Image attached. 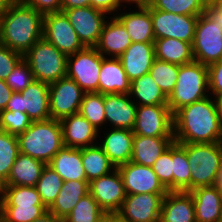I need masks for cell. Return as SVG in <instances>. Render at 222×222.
<instances>
[{"instance_id": "6da1fadb", "label": "cell", "mask_w": 222, "mask_h": 222, "mask_svg": "<svg viewBox=\"0 0 222 222\" xmlns=\"http://www.w3.org/2000/svg\"><path fill=\"white\" fill-rule=\"evenodd\" d=\"M176 143L222 142V123L218 102L208 96L185 105L173 114Z\"/></svg>"}, {"instance_id": "7a4b0ae2", "label": "cell", "mask_w": 222, "mask_h": 222, "mask_svg": "<svg viewBox=\"0 0 222 222\" xmlns=\"http://www.w3.org/2000/svg\"><path fill=\"white\" fill-rule=\"evenodd\" d=\"M43 15L14 0L0 19V43L23 56L42 38Z\"/></svg>"}, {"instance_id": "3957f363", "label": "cell", "mask_w": 222, "mask_h": 222, "mask_svg": "<svg viewBox=\"0 0 222 222\" xmlns=\"http://www.w3.org/2000/svg\"><path fill=\"white\" fill-rule=\"evenodd\" d=\"M17 139L20 153L40 160L46 165L64 146L61 123L52 118L31 122Z\"/></svg>"}, {"instance_id": "277c9868", "label": "cell", "mask_w": 222, "mask_h": 222, "mask_svg": "<svg viewBox=\"0 0 222 222\" xmlns=\"http://www.w3.org/2000/svg\"><path fill=\"white\" fill-rule=\"evenodd\" d=\"M209 95L208 68L193 61L179 65L176 85L168 96V107L174 114L181 107L205 99Z\"/></svg>"}, {"instance_id": "5b68a950", "label": "cell", "mask_w": 222, "mask_h": 222, "mask_svg": "<svg viewBox=\"0 0 222 222\" xmlns=\"http://www.w3.org/2000/svg\"><path fill=\"white\" fill-rule=\"evenodd\" d=\"M192 52L206 66L222 60V18L211 7L198 16Z\"/></svg>"}, {"instance_id": "8992f818", "label": "cell", "mask_w": 222, "mask_h": 222, "mask_svg": "<svg viewBox=\"0 0 222 222\" xmlns=\"http://www.w3.org/2000/svg\"><path fill=\"white\" fill-rule=\"evenodd\" d=\"M186 154L191 170V191L213 186L222 163V142L186 143Z\"/></svg>"}, {"instance_id": "52a82bcc", "label": "cell", "mask_w": 222, "mask_h": 222, "mask_svg": "<svg viewBox=\"0 0 222 222\" xmlns=\"http://www.w3.org/2000/svg\"><path fill=\"white\" fill-rule=\"evenodd\" d=\"M23 59L29 64L35 80L51 84L66 77L68 56L43 37L30 48Z\"/></svg>"}, {"instance_id": "ba28073f", "label": "cell", "mask_w": 222, "mask_h": 222, "mask_svg": "<svg viewBox=\"0 0 222 222\" xmlns=\"http://www.w3.org/2000/svg\"><path fill=\"white\" fill-rule=\"evenodd\" d=\"M95 47L68 56L66 77L74 80L85 93L98 92L102 58Z\"/></svg>"}, {"instance_id": "9c48e42d", "label": "cell", "mask_w": 222, "mask_h": 222, "mask_svg": "<svg viewBox=\"0 0 222 222\" xmlns=\"http://www.w3.org/2000/svg\"><path fill=\"white\" fill-rule=\"evenodd\" d=\"M6 110L26 113L32 122L51 118L49 111V84L33 80L24 90L13 92Z\"/></svg>"}, {"instance_id": "30bf717a", "label": "cell", "mask_w": 222, "mask_h": 222, "mask_svg": "<svg viewBox=\"0 0 222 222\" xmlns=\"http://www.w3.org/2000/svg\"><path fill=\"white\" fill-rule=\"evenodd\" d=\"M134 135L174 137L173 113L168 105H137Z\"/></svg>"}, {"instance_id": "8fae6325", "label": "cell", "mask_w": 222, "mask_h": 222, "mask_svg": "<svg viewBox=\"0 0 222 222\" xmlns=\"http://www.w3.org/2000/svg\"><path fill=\"white\" fill-rule=\"evenodd\" d=\"M155 39L176 38L193 44L198 16L173 14L157 10L149 4Z\"/></svg>"}, {"instance_id": "7c38bea8", "label": "cell", "mask_w": 222, "mask_h": 222, "mask_svg": "<svg viewBox=\"0 0 222 222\" xmlns=\"http://www.w3.org/2000/svg\"><path fill=\"white\" fill-rule=\"evenodd\" d=\"M42 37L66 56L85 48L63 11L43 16Z\"/></svg>"}, {"instance_id": "4fadbf2b", "label": "cell", "mask_w": 222, "mask_h": 222, "mask_svg": "<svg viewBox=\"0 0 222 222\" xmlns=\"http://www.w3.org/2000/svg\"><path fill=\"white\" fill-rule=\"evenodd\" d=\"M85 92L72 79L64 77L49 84V111L52 119L61 120L79 113Z\"/></svg>"}, {"instance_id": "5bb4252c", "label": "cell", "mask_w": 222, "mask_h": 222, "mask_svg": "<svg viewBox=\"0 0 222 222\" xmlns=\"http://www.w3.org/2000/svg\"><path fill=\"white\" fill-rule=\"evenodd\" d=\"M166 194L127 195L115 214L119 222H160L162 201Z\"/></svg>"}, {"instance_id": "9a60e30c", "label": "cell", "mask_w": 222, "mask_h": 222, "mask_svg": "<svg viewBox=\"0 0 222 222\" xmlns=\"http://www.w3.org/2000/svg\"><path fill=\"white\" fill-rule=\"evenodd\" d=\"M61 11L67 16L82 44L85 47H95L104 23L110 16L92 6L61 9Z\"/></svg>"}, {"instance_id": "2e32d148", "label": "cell", "mask_w": 222, "mask_h": 222, "mask_svg": "<svg viewBox=\"0 0 222 222\" xmlns=\"http://www.w3.org/2000/svg\"><path fill=\"white\" fill-rule=\"evenodd\" d=\"M89 193L107 215H115L127 196L118 168L89 182Z\"/></svg>"}, {"instance_id": "e0dca14e", "label": "cell", "mask_w": 222, "mask_h": 222, "mask_svg": "<svg viewBox=\"0 0 222 222\" xmlns=\"http://www.w3.org/2000/svg\"><path fill=\"white\" fill-rule=\"evenodd\" d=\"M117 168L122 177L127 195L168 193V190L159 181L152 167L129 161L119 165Z\"/></svg>"}, {"instance_id": "ac0fdd59", "label": "cell", "mask_w": 222, "mask_h": 222, "mask_svg": "<svg viewBox=\"0 0 222 222\" xmlns=\"http://www.w3.org/2000/svg\"><path fill=\"white\" fill-rule=\"evenodd\" d=\"M102 132L104 136L98 132V139L100 138L98 145L114 166L117 168L121 164L128 163L132 157L134 133L128 129L108 127Z\"/></svg>"}, {"instance_id": "d6986e66", "label": "cell", "mask_w": 222, "mask_h": 222, "mask_svg": "<svg viewBox=\"0 0 222 222\" xmlns=\"http://www.w3.org/2000/svg\"><path fill=\"white\" fill-rule=\"evenodd\" d=\"M136 103L130 94H104L106 126L133 130L136 117ZM109 124V125H108Z\"/></svg>"}, {"instance_id": "ffe728a7", "label": "cell", "mask_w": 222, "mask_h": 222, "mask_svg": "<svg viewBox=\"0 0 222 222\" xmlns=\"http://www.w3.org/2000/svg\"><path fill=\"white\" fill-rule=\"evenodd\" d=\"M63 144L73 148H84L98 144V130L80 113L60 120Z\"/></svg>"}, {"instance_id": "44dd1931", "label": "cell", "mask_w": 222, "mask_h": 222, "mask_svg": "<svg viewBox=\"0 0 222 222\" xmlns=\"http://www.w3.org/2000/svg\"><path fill=\"white\" fill-rule=\"evenodd\" d=\"M131 43V37L123 24L115 16H111L104 23L95 48L104 57L119 58Z\"/></svg>"}, {"instance_id": "7402d4cb", "label": "cell", "mask_w": 222, "mask_h": 222, "mask_svg": "<svg viewBox=\"0 0 222 222\" xmlns=\"http://www.w3.org/2000/svg\"><path fill=\"white\" fill-rule=\"evenodd\" d=\"M129 11V12H128ZM115 17L123 24L131 37V42L154 43V31L149 5L144 8H126L120 10Z\"/></svg>"}, {"instance_id": "603a6c76", "label": "cell", "mask_w": 222, "mask_h": 222, "mask_svg": "<svg viewBox=\"0 0 222 222\" xmlns=\"http://www.w3.org/2000/svg\"><path fill=\"white\" fill-rule=\"evenodd\" d=\"M119 59L128 79L132 82L149 73L155 60L154 43L132 42Z\"/></svg>"}, {"instance_id": "cb8c5ba5", "label": "cell", "mask_w": 222, "mask_h": 222, "mask_svg": "<svg viewBox=\"0 0 222 222\" xmlns=\"http://www.w3.org/2000/svg\"><path fill=\"white\" fill-rule=\"evenodd\" d=\"M160 222H196L192 194L168 191L162 201Z\"/></svg>"}, {"instance_id": "d4e9b609", "label": "cell", "mask_w": 222, "mask_h": 222, "mask_svg": "<svg viewBox=\"0 0 222 222\" xmlns=\"http://www.w3.org/2000/svg\"><path fill=\"white\" fill-rule=\"evenodd\" d=\"M195 206L196 222H219L222 218V191L215 185L190 191Z\"/></svg>"}, {"instance_id": "484cf974", "label": "cell", "mask_w": 222, "mask_h": 222, "mask_svg": "<svg viewBox=\"0 0 222 222\" xmlns=\"http://www.w3.org/2000/svg\"><path fill=\"white\" fill-rule=\"evenodd\" d=\"M131 81L128 79L119 58H102L98 93L130 94Z\"/></svg>"}, {"instance_id": "4316f807", "label": "cell", "mask_w": 222, "mask_h": 222, "mask_svg": "<svg viewBox=\"0 0 222 222\" xmlns=\"http://www.w3.org/2000/svg\"><path fill=\"white\" fill-rule=\"evenodd\" d=\"M63 181H87L81 158V148L63 146L48 164Z\"/></svg>"}, {"instance_id": "83f0119b", "label": "cell", "mask_w": 222, "mask_h": 222, "mask_svg": "<svg viewBox=\"0 0 222 222\" xmlns=\"http://www.w3.org/2000/svg\"><path fill=\"white\" fill-rule=\"evenodd\" d=\"M174 142V137H149L134 135L131 160L144 166L152 167L154 162Z\"/></svg>"}, {"instance_id": "f1b7e54d", "label": "cell", "mask_w": 222, "mask_h": 222, "mask_svg": "<svg viewBox=\"0 0 222 222\" xmlns=\"http://www.w3.org/2000/svg\"><path fill=\"white\" fill-rule=\"evenodd\" d=\"M45 166L44 162L19 153L7 181L2 186H36Z\"/></svg>"}, {"instance_id": "f546056e", "label": "cell", "mask_w": 222, "mask_h": 222, "mask_svg": "<svg viewBox=\"0 0 222 222\" xmlns=\"http://www.w3.org/2000/svg\"><path fill=\"white\" fill-rule=\"evenodd\" d=\"M87 193H89L88 181H64L61 191L48 211L64 220Z\"/></svg>"}, {"instance_id": "4dcf8cb0", "label": "cell", "mask_w": 222, "mask_h": 222, "mask_svg": "<svg viewBox=\"0 0 222 222\" xmlns=\"http://www.w3.org/2000/svg\"><path fill=\"white\" fill-rule=\"evenodd\" d=\"M155 58L177 65L194 61L192 44L176 38L155 39Z\"/></svg>"}, {"instance_id": "1f68e13d", "label": "cell", "mask_w": 222, "mask_h": 222, "mask_svg": "<svg viewBox=\"0 0 222 222\" xmlns=\"http://www.w3.org/2000/svg\"><path fill=\"white\" fill-rule=\"evenodd\" d=\"M131 99L136 105H167L168 97L154 81L150 73L131 82Z\"/></svg>"}, {"instance_id": "d6a6232c", "label": "cell", "mask_w": 222, "mask_h": 222, "mask_svg": "<svg viewBox=\"0 0 222 222\" xmlns=\"http://www.w3.org/2000/svg\"><path fill=\"white\" fill-rule=\"evenodd\" d=\"M81 158L88 183L116 169L98 144L81 148Z\"/></svg>"}, {"instance_id": "836d02e7", "label": "cell", "mask_w": 222, "mask_h": 222, "mask_svg": "<svg viewBox=\"0 0 222 222\" xmlns=\"http://www.w3.org/2000/svg\"><path fill=\"white\" fill-rule=\"evenodd\" d=\"M173 191H191V170L186 143H172Z\"/></svg>"}, {"instance_id": "e575fe53", "label": "cell", "mask_w": 222, "mask_h": 222, "mask_svg": "<svg viewBox=\"0 0 222 222\" xmlns=\"http://www.w3.org/2000/svg\"><path fill=\"white\" fill-rule=\"evenodd\" d=\"M47 212L44 205L0 204V222H33Z\"/></svg>"}, {"instance_id": "d590c367", "label": "cell", "mask_w": 222, "mask_h": 222, "mask_svg": "<svg viewBox=\"0 0 222 222\" xmlns=\"http://www.w3.org/2000/svg\"><path fill=\"white\" fill-rule=\"evenodd\" d=\"M108 215L90 193L83 196L64 222H101Z\"/></svg>"}, {"instance_id": "8d00e7d4", "label": "cell", "mask_w": 222, "mask_h": 222, "mask_svg": "<svg viewBox=\"0 0 222 222\" xmlns=\"http://www.w3.org/2000/svg\"><path fill=\"white\" fill-rule=\"evenodd\" d=\"M150 5L165 12L190 16H199L209 7L208 0H151Z\"/></svg>"}, {"instance_id": "74e56055", "label": "cell", "mask_w": 222, "mask_h": 222, "mask_svg": "<svg viewBox=\"0 0 222 222\" xmlns=\"http://www.w3.org/2000/svg\"><path fill=\"white\" fill-rule=\"evenodd\" d=\"M79 113L85 117L98 132H101L104 127L106 129L104 94L98 92L85 93L82 98Z\"/></svg>"}, {"instance_id": "f35d334b", "label": "cell", "mask_w": 222, "mask_h": 222, "mask_svg": "<svg viewBox=\"0 0 222 222\" xmlns=\"http://www.w3.org/2000/svg\"><path fill=\"white\" fill-rule=\"evenodd\" d=\"M19 153L17 136L0 130V187L7 181Z\"/></svg>"}, {"instance_id": "ab89813d", "label": "cell", "mask_w": 222, "mask_h": 222, "mask_svg": "<svg viewBox=\"0 0 222 222\" xmlns=\"http://www.w3.org/2000/svg\"><path fill=\"white\" fill-rule=\"evenodd\" d=\"M63 182L62 178L48 164L44 167L35 187L47 209L55 202Z\"/></svg>"}, {"instance_id": "60d3db41", "label": "cell", "mask_w": 222, "mask_h": 222, "mask_svg": "<svg viewBox=\"0 0 222 222\" xmlns=\"http://www.w3.org/2000/svg\"><path fill=\"white\" fill-rule=\"evenodd\" d=\"M0 204L44 205L35 186H1Z\"/></svg>"}, {"instance_id": "b9f144b4", "label": "cell", "mask_w": 222, "mask_h": 222, "mask_svg": "<svg viewBox=\"0 0 222 222\" xmlns=\"http://www.w3.org/2000/svg\"><path fill=\"white\" fill-rule=\"evenodd\" d=\"M149 73L168 97L176 85L179 65L155 58Z\"/></svg>"}, {"instance_id": "7bdbcfd3", "label": "cell", "mask_w": 222, "mask_h": 222, "mask_svg": "<svg viewBox=\"0 0 222 222\" xmlns=\"http://www.w3.org/2000/svg\"><path fill=\"white\" fill-rule=\"evenodd\" d=\"M26 113L20 111L3 110L0 112V130L18 136L31 124Z\"/></svg>"}, {"instance_id": "ee69618b", "label": "cell", "mask_w": 222, "mask_h": 222, "mask_svg": "<svg viewBox=\"0 0 222 222\" xmlns=\"http://www.w3.org/2000/svg\"><path fill=\"white\" fill-rule=\"evenodd\" d=\"M33 73L29 64L22 59L5 79L13 92H20L33 82Z\"/></svg>"}, {"instance_id": "f6af8a7d", "label": "cell", "mask_w": 222, "mask_h": 222, "mask_svg": "<svg viewBox=\"0 0 222 222\" xmlns=\"http://www.w3.org/2000/svg\"><path fill=\"white\" fill-rule=\"evenodd\" d=\"M152 169L162 185L173 191L172 145L154 162Z\"/></svg>"}, {"instance_id": "bcb514c9", "label": "cell", "mask_w": 222, "mask_h": 222, "mask_svg": "<svg viewBox=\"0 0 222 222\" xmlns=\"http://www.w3.org/2000/svg\"><path fill=\"white\" fill-rule=\"evenodd\" d=\"M23 55L0 43V79L5 80Z\"/></svg>"}, {"instance_id": "7dc6e473", "label": "cell", "mask_w": 222, "mask_h": 222, "mask_svg": "<svg viewBox=\"0 0 222 222\" xmlns=\"http://www.w3.org/2000/svg\"><path fill=\"white\" fill-rule=\"evenodd\" d=\"M207 68L209 95L219 100L222 98V60L210 64Z\"/></svg>"}, {"instance_id": "c3c4849f", "label": "cell", "mask_w": 222, "mask_h": 222, "mask_svg": "<svg viewBox=\"0 0 222 222\" xmlns=\"http://www.w3.org/2000/svg\"><path fill=\"white\" fill-rule=\"evenodd\" d=\"M24 4L34 8L43 16L49 13L60 12V0H21Z\"/></svg>"}, {"instance_id": "681fc988", "label": "cell", "mask_w": 222, "mask_h": 222, "mask_svg": "<svg viewBox=\"0 0 222 222\" xmlns=\"http://www.w3.org/2000/svg\"><path fill=\"white\" fill-rule=\"evenodd\" d=\"M90 6L115 16L122 8L118 0H90Z\"/></svg>"}, {"instance_id": "f907efd6", "label": "cell", "mask_w": 222, "mask_h": 222, "mask_svg": "<svg viewBox=\"0 0 222 222\" xmlns=\"http://www.w3.org/2000/svg\"><path fill=\"white\" fill-rule=\"evenodd\" d=\"M13 91L7 85L5 80L0 79V112L6 109L8 101L10 100Z\"/></svg>"}, {"instance_id": "816d5d0a", "label": "cell", "mask_w": 222, "mask_h": 222, "mask_svg": "<svg viewBox=\"0 0 222 222\" xmlns=\"http://www.w3.org/2000/svg\"><path fill=\"white\" fill-rule=\"evenodd\" d=\"M119 5L122 9L130 8V6H134L132 8H144L147 7L151 0H118ZM135 4V5H134Z\"/></svg>"}, {"instance_id": "f5cc1de1", "label": "cell", "mask_w": 222, "mask_h": 222, "mask_svg": "<svg viewBox=\"0 0 222 222\" xmlns=\"http://www.w3.org/2000/svg\"><path fill=\"white\" fill-rule=\"evenodd\" d=\"M61 9H72L90 6V0H60Z\"/></svg>"}, {"instance_id": "db71d44e", "label": "cell", "mask_w": 222, "mask_h": 222, "mask_svg": "<svg viewBox=\"0 0 222 222\" xmlns=\"http://www.w3.org/2000/svg\"><path fill=\"white\" fill-rule=\"evenodd\" d=\"M33 222H64L63 219L57 218L55 215L49 211L45 213L38 219H35Z\"/></svg>"}, {"instance_id": "11a10c76", "label": "cell", "mask_w": 222, "mask_h": 222, "mask_svg": "<svg viewBox=\"0 0 222 222\" xmlns=\"http://www.w3.org/2000/svg\"><path fill=\"white\" fill-rule=\"evenodd\" d=\"M210 7L222 18V0H213Z\"/></svg>"}, {"instance_id": "9f6ffc18", "label": "cell", "mask_w": 222, "mask_h": 222, "mask_svg": "<svg viewBox=\"0 0 222 222\" xmlns=\"http://www.w3.org/2000/svg\"><path fill=\"white\" fill-rule=\"evenodd\" d=\"M14 0H0V19L1 17L6 13L9 5L13 2Z\"/></svg>"}, {"instance_id": "6f0895ef", "label": "cell", "mask_w": 222, "mask_h": 222, "mask_svg": "<svg viewBox=\"0 0 222 222\" xmlns=\"http://www.w3.org/2000/svg\"><path fill=\"white\" fill-rule=\"evenodd\" d=\"M219 190L222 191V163H221V167L218 171V174H217V179H216V182L214 184Z\"/></svg>"}, {"instance_id": "680465c9", "label": "cell", "mask_w": 222, "mask_h": 222, "mask_svg": "<svg viewBox=\"0 0 222 222\" xmlns=\"http://www.w3.org/2000/svg\"><path fill=\"white\" fill-rule=\"evenodd\" d=\"M218 102V106H219V115H220V119H221V123H222V98L217 100Z\"/></svg>"}, {"instance_id": "91938a15", "label": "cell", "mask_w": 222, "mask_h": 222, "mask_svg": "<svg viewBox=\"0 0 222 222\" xmlns=\"http://www.w3.org/2000/svg\"><path fill=\"white\" fill-rule=\"evenodd\" d=\"M110 222H119L115 215H110Z\"/></svg>"}, {"instance_id": "94428289", "label": "cell", "mask_w": 222, "mask_h": 222, "mask_svg": "<svg viewBox=\"0 0 222 222\" xmlns=\"http://www.w3.org/2000/svg\"><path fill=\"white\" fill-rule=\"evenodd\" d=\"M101 222H110V215H108L104 220H102Z\"/></svg>"}]
</instances>
